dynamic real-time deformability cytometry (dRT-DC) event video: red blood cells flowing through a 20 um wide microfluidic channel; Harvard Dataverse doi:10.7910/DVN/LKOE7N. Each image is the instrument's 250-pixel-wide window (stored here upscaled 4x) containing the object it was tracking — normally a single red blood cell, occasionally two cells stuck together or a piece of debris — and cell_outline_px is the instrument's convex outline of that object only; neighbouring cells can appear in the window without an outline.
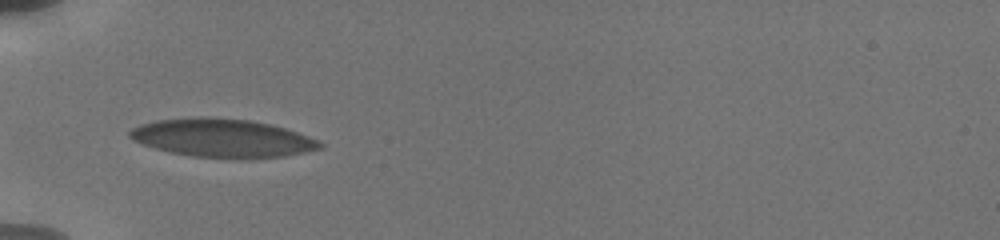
{"species": "human", "species_latin": "Homo sapiens", "temperature_condition": "cold", "stored_images_in_passage": 49, "camera_frame_rate_fps": 3000, "um_per_image_px": 0.085, "donor": {"sex": "male"}, "frame": {"image": 1, "passage_image": 1, "time_ms": 0.0, "image_size_px": [1000, 240], "cell_outline_px": [[324, 144], [320, 148], [304, 152], [284, 156], [240, 160], [192, 156], [172, 152], [156, 148], [132, 140], [128, 136], [128, 132], [132, 128], [140, 124], [156, 120], [196, 116], [208, 116], [248, 120], [272, 124], [308, 136]], "centroid_in_image_um": [18.88, 11.73], "position_along_channel_um": 66.1, "area_um2": 42.83}}
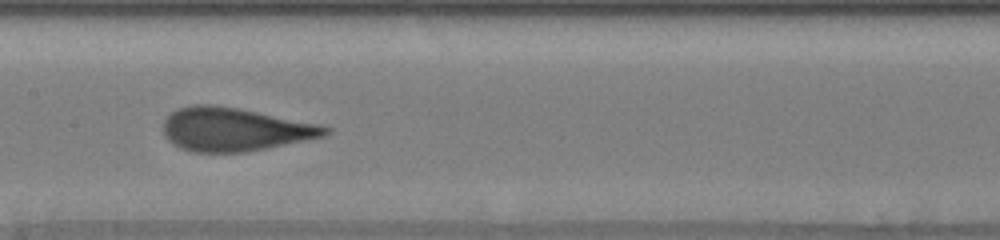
{"frame": {"image": 2, "passage_image": 18, "time_ms": 3.333, "image_size_px": [1000, 240], "cell_outline_px": [[332, 132], [324, 136], [244, 152], [188, 152], [172, 144], [164, 136], [164, 120], [172, 112], [180, 108], [192, 104], [216, 104], [320, 124], [332, 128]], "centroid_in_image_um": [19.91, 10.99], "position_along_channel_um": 187.5, "area_um2": 40.81}}
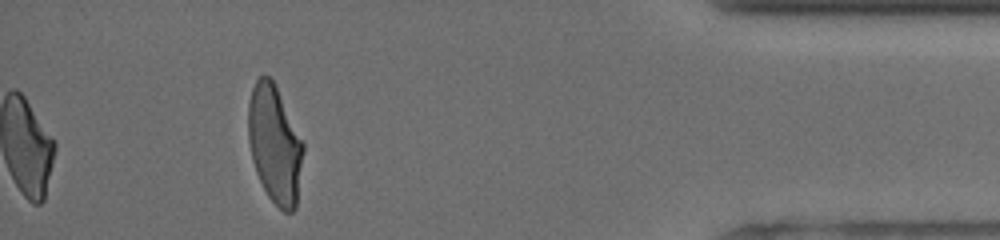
{"frame": {"image": 3, "passage_image": 49, "time_ms": 10.333, "image_size_px": [1000, 240], "cell_outline_px": [[304, 152], [296, 208], [292, 212], [284, 212], [268, 196], [256, 172], [252, 160], [248, 140], [248, 104], [252, 88], [256, 80], [260, 76], [268, 76], [276, 84], [304, 144]], "centroid_in_image_um": [23.35, 12.26], "position_along_channel_um": 411.8, "area_um2": 37.86}, "authors_computed_cell_mechanics": {"area_um2": 40.0554, "velocity_mm_per_s": 3.8124, "shape_relaxation_time_tau1_ms": 4.9737, "shape_relaxation_time_tau2_ms": null, "deformation_change_tau1": 0.1806, "deformation_change_tau2": null}}